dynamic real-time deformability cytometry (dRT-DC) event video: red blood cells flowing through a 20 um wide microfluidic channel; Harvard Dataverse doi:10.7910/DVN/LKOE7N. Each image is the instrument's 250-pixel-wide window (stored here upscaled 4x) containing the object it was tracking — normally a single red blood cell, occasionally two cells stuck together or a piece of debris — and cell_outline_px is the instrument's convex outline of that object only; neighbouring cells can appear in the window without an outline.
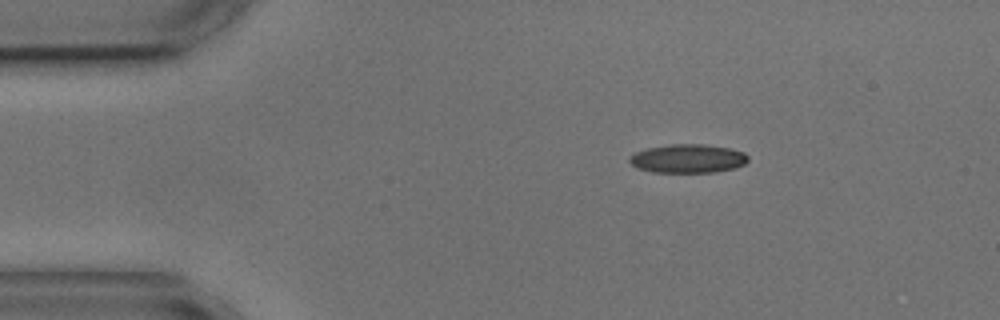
{"species": "common noctule bat (a hibernating species)", "species_latin": "Nyctalus noctula", "temperature_condition": "cold", "stored_images_in_passage": 3, "camera_frame_rate_fps": 3000, "um_per_image_px": 0.085, "animal": {"sex": "male", "body_mass_g": 17.9, "forearm_length_mm": 54.2}, "frame": {"image": 1, "passage_image": 1, "time_ms": 0.0, "image_size_px": [1000, 320], "cell_outline_px": [[748, 160], [744, 164], [736, 168], [716, 172], [652, 172], [640, 168], [632, 164], [628, 160], [628, 156], [636, 152], [648, 148], [672, 144], [704, 144], [728, 148], [744, 152], [748, 156]], "centroid_in_image_um": [58.49, 13.48], "position_along_channel_um": 26.5, "area_um2": 19.77}}
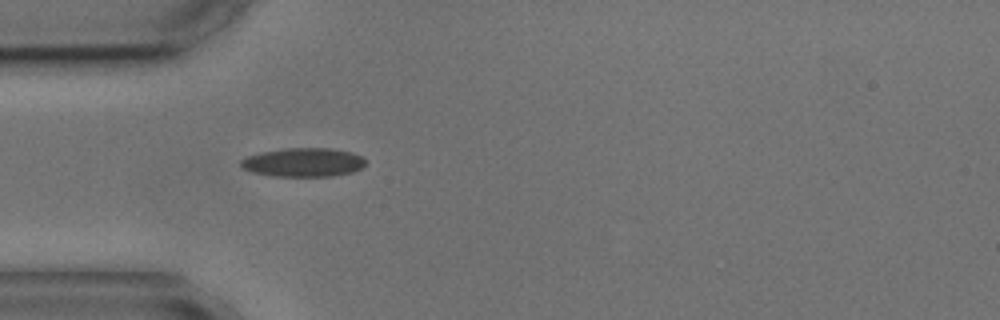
{"frame": {"image": 2, "passage_image": 3, "time_ms": 2.333, "image_size_px": [1000, 320], "cell_outline_px": [[364, 168], [352, 172], [332, 176], [272, 176], [252, 172], [244, 168], [240, 164], [240, 160], [248, 156], [260, 152], [284, 148], [332, 148], [352, 152], [364, 156]], "centroid_in_image_um": [25.81, 13.79], "position_along_channel_um": 59.2, "area_um2": 21.1}}